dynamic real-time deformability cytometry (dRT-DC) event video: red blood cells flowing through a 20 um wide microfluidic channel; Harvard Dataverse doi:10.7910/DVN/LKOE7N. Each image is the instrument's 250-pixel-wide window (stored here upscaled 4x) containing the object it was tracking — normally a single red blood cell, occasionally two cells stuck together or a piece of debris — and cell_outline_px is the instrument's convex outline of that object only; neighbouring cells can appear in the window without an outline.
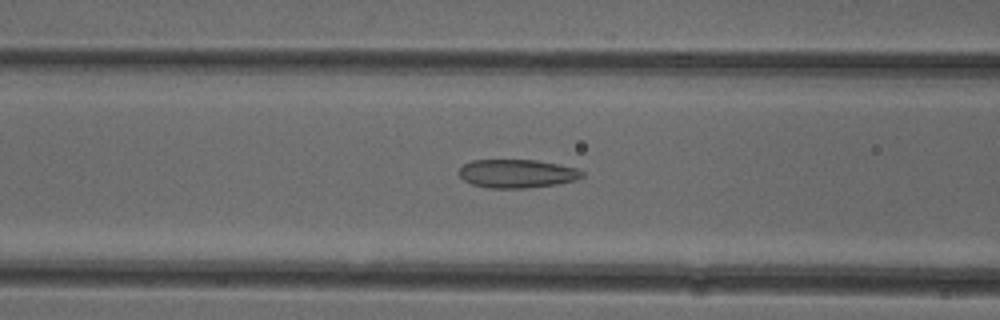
{"species": "common noctule bat (a hibernating species)", "species_latin": "Nyctalus noctula", "temperature_condition": "cold", "stored_images_in_passage": 51, "camera_frame_rate_fps": 3000, "um_per_image_px": 0.085, "animal": {"sex": "female"}, "frame": {"image": 1, "passage_image": 20, "time_ms": 6.333, "image_size_px": [1000, 320], "cell_outline_px": [[584, 176], [576, 180], [560, 184], [528, 188], [488, 188], [472, 184], [464, 180], [460, 176], [460, 168], [464, 164], [472, 160], [536, 160], [560, 164], [576, 168], [584, 172]], "centroid_in_image_um": [43.99, 14.76], "position_along_channel_um": 122.6, "area_um2": 20.58}}
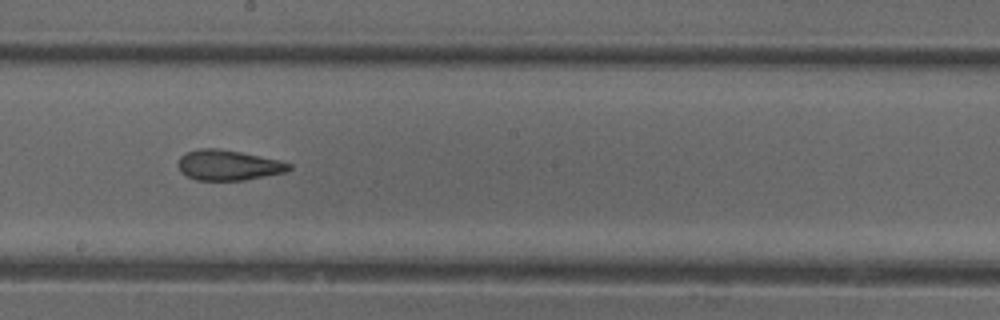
{"frame": {"image": 2, "passage_image": 28, "time_ms": 9.0, "image_size_px": [1000, 320], "cell_outline_px": [[292, 168], [288, 172], [244, 180], [196, 180], [180, 172], [176, 164], [180, 156], [184, 152], [200, 148], [216, 148], [240, 152], [280, 160], [292, 164]], "centroid_in_image_um": [19.39, 14.04], "position_along_channel_um": 228.8, "area_um2": 19.83}}
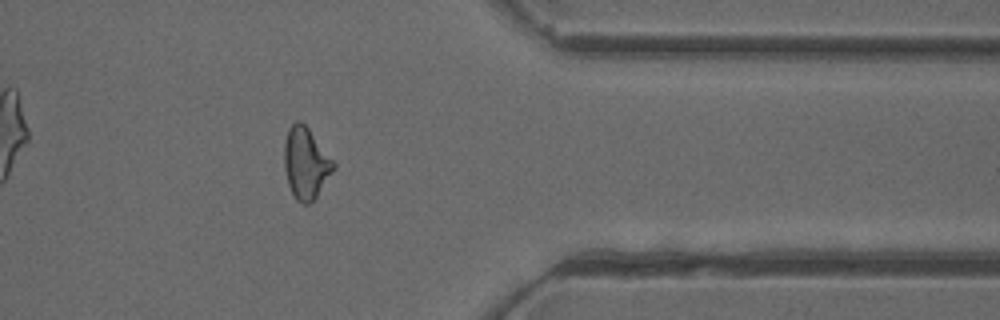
{"frame": {"image": 3, "passage_image": 41, "time_ms": 13.333, "image_size_px": [1000, 320], "cell_outline_px": [[336, 168], [316, 196], [308, 204], [304, 204], [296, 200], [292, 196], [288, 184], [284, 168], [284, 144], [288, 128], [296, 120], [300, 120], [308, 128], [336, 164]], "centroid_in_image_um": [25.98, 13.87], "position_along_channel_um": 385.4, "area_um2": 20.46}, "authors_computed_cell_mechanics": {"area_um2": 20.6346, "velocity_mm_per_s": 3.9752, "shape_relaxation_time_tau1_ms": null, "shape_relaxation_time_tau2_ms": 2.5739, "deformation_change_tau1": null, "deformation_change_tau2": 0.0918}}